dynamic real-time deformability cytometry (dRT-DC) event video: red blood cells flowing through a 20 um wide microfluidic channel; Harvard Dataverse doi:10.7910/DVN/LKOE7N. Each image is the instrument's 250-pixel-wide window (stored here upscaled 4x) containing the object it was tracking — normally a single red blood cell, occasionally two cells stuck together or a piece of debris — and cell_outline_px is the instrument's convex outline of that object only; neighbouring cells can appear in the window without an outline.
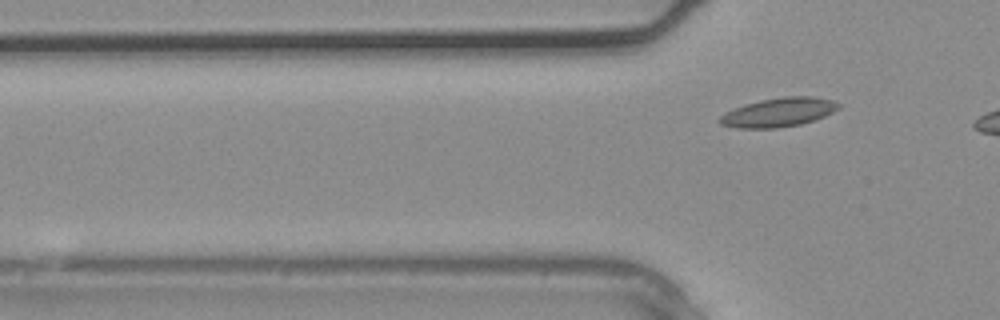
{"species": "common noctule bat (a hibernating species)", "species_latin": "Nyctalus noctula", "temperature_condition": "warm", "stored_images_in_passage": 3, "camera_frame_rate_fps": 3000, "um_per_image_px": 0.085, "animal": {"sex": "male", "body_mass_g": 20.4}, "frame": {"image": 1, "passage_image": 3, "time_ms": 0.667, "image_size_px": [1000, 320], "cell_outline_px": [[840, 108], [824, 116], [800, 124], [776, 128], [736, 128], [720, 124], [716, 120], [724, 112], [760, 100], [784, 96], [812, 96], [832, 100], [840, 104]], "centroid_in_image_um": [66.16, 9.55], "position_along_channel_um": 59.6, "area_um2": 19.94}}